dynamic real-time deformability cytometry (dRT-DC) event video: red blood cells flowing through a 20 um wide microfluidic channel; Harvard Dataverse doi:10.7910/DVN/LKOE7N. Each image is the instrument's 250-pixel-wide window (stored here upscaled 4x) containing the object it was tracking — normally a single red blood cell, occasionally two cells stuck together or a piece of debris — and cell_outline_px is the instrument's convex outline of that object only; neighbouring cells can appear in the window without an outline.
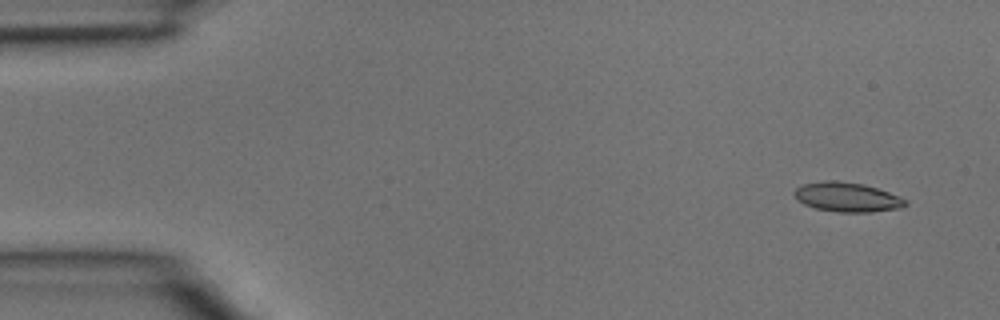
{"species": "common noctule bat (a hibernating species)", "species_latin": "Nyctalus noctula", "temperature_condition": "room temperature", "stored_images_in_passage": 4, "camera_frame_rate_fps": 3000, "um_per_image_px": 0.085, "animal": {"sex": "male", "body_mass_g": 15.6}, "frame": {"image": 1, "passage_image": 1, "time_ms": 0.0, "image_size_px": [1000, 320], "cell_outline_px": [[908, 204], [900, 208], [872, 212], [840, 212], [816, 208], [804, 204], [796, 200], [792, 192], [796, 188], [804, 184], [824, 180], [836, 180], [864, 184], [888, 192], [908, 200]], "centroid_in_image_um": [71.99, 16.75], "position_along_channel_um": 13.0, "area_um2": 19.13}}